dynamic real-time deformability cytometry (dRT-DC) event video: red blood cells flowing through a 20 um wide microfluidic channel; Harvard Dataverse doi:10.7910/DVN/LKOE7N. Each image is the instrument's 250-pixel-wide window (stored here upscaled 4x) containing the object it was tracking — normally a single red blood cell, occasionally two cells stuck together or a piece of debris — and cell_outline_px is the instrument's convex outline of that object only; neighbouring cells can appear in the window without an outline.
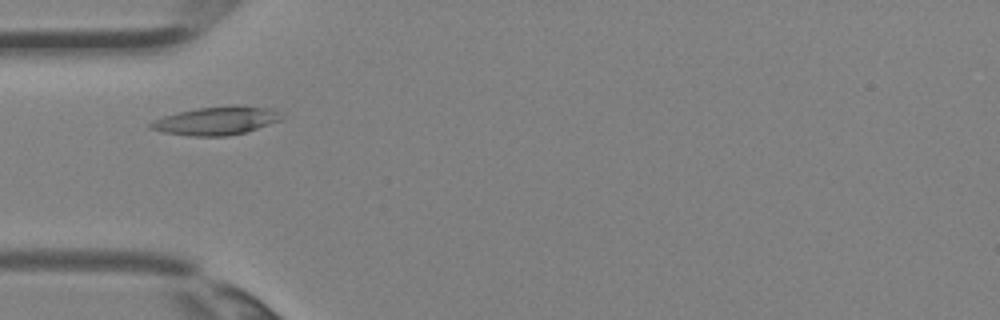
{"species": "Egyptian fruit bat (a non-hibernating species)", "species_latin": "Rousettus aegyptiacus", "temperature_condition": "room temperature", "stored_images_in_passage": 2, "camera_frame_rate_fps": 3000, "um_per_image_px": 0.085, "animal": {"sex": "female"}, "frame": {"image": 1, "passage_image": 2, "time_ms": 0.333, "image_size_px": [1000, 320], "cell_outline_px": [[284, 116], [280, 120], [244, 132], [228, 136], [192, 136], [164, 132], [148, 128], [148, 124], [164, 116], [176, 112], [196, 108], [232, 104], [240, 104], [268, 108]], "centroid_in_image_um": [18.36, 10.24], "position_along_channel_um": 66.6, "area_um2": 21.56}}